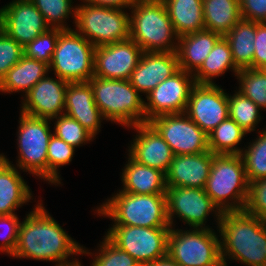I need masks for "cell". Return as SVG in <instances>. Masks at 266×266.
Returning <instances> with one entry per match:
<instances>
[{
  "label": "cell",
  "mask_w": 266,
  "mask_h": 266,
  "mask_svg": "<svg viewBox=\"0 0 266 266\" xmlns=\"http://www.w3.org/2000/svg\"><path fill=\"white\" fill-rule=\"evenodd\" d=\"M49 72L48 64L24 55L1 79L0 92L12 94L22 91L27 94Z\"/></svg>",
  "instance_id": "26"
},
{
  "label": "cell",
  "mask_w": 266,
  "mask_h": 266,
  "mask_svg": "<svg viewBox=\"0 0 266 266\" xmlns=\"http://www.w3.org/2000/svg\"><path fill=\"white\" fill-rule=\"evenodd\" d=\"M95 46L74 29L61 30L49 71L68 82H88L94 76Z\"/></svg>",
  "instance_id": "9"
},
{
  "label": "cell",
  "mask_w": 266,
  "mask_h": 266,
  "mask_svg": "<svg viewBox=\"0 0 266 266\" xmlns=\"http://www.w3.org/2000/svg\"><path fill=\"white\" fill-rule=\"evenodd\" d=\"M142 266H180L176 261H174L168 254L156 259L153 262L146 263Z\"/></svg>",
  "instance_id": "46"
},
{
  "label": "cell",
  "mask_w": 266,
  "mask_h": 266,
  "mask_svg": "<svg viewBox=\"0 0 266 266\" xmlns=\"http://www.w3.org/2000/svg\"><path fill=\"white\" fill-rule=\"evenodd\" d=\"M58 36V28H49L24 47V55L27 58L43 61L49 65L52 61Z\"/></svg>",
  "instance_id": "39"
},
{
  "label": "cell",
  "mask_w": 266,
  "mask_h": 266,
  "mask_svg": "<svg viewBox=\"0 0 266 266\" xmlns=\"http://www.w3.org/2000/svg\"><path fill=\"white\" fill-rule=\"evenodd\" d=\"M130 13L114 7L76 6L74 30L95 47L130 39Z\"/></svg>",
  "instance_id": "7"
},
{
  "label": "cell",
  "mask_w": 266,
  "mask_h": 266,
  "mask_svg": "<svg viewBox=\"0 0 266 266\" xmlns=\"http://www.w3.org/2000/svg\"><path fill=\"white\" fill-rule=\"evenodd\" d=\"M75 147L67 144L54 134L50 138L47 148V181L50 184H61L58 168L69 165L75 153Z\"/></svg>",
  "instance_id": "36"
},
{
  "label": "cell",
  "mask_w": 266,
  "mask_h": 266,
  "mask_svg": "<svg viewBox=\"0 0 266 266\" xmlns=\"http://www.w3.org/2000/svg\"><path fill=\"white\" fill-rule=\"evenodd\" d=\"M100 247V248H99ZM91 266H141L130 254L118 248L106 236L97 247Z\"/></svg>",
  "instance_id": "38"
},
{
  "label": "cell",
  "mask_w": 266,
  "mask_h": 266,
  "mask_svg": "<svg viewBox=\"0 0 266 266\" xmlns=\"http://www.w3.org/2000/svg\"><path fill=\"white\" fill-rule=\"evenodd\" d=\"M122 169L120 191L134 194H165L166 175L162 171L140 164L128 155Z\"/></svg>",
  "instance_id": "25"
},
{
  "label": "cell",
  "mask_w": 266,
  "mask_h": 266,
  "mask_svg": "<svg viewBox=\"0 0 266 266\" xmlns=\"http://www.w3.org/2000/svg\"><path fill=\"white\" fill-rule=\"evenodd\" d=\"M61 266H82L81 262L77 259L72 263H68V264H63ZM91 266V265H90Z\"/></svg>",
  "instance_id": "47"
},
{
  "label": "cell",
  "mask_w": 266,
  "mask_h": 266,
  "mask_svg": "<svg viewBox=\"0 0 266 266\" xmlns=\"http://www.w3.org/2000/svg\"><path fill=\"white\" fill-rule=\"evenodd\" d=\"M240 14L245 20L266 22V0H240Z\"/></svg>",
  "instance_id": "43"
},
{
  "label": "cell",
  "mask_w": 266,
  "mask_h": 266,
  "mask_svg": "<svg viewBox=\"0 0 266 266\" xmlns=\"http://www.w3.org/2000/svg\"><path fill=\"white\" fill-rule=\"evenodd\" d=\"M64 114L78 121L94 138L106 120L94 101L89 82H68Z\"/></svg>",
  "instance_id": "22"
},
{
  "label": "cell",
  "mask_w": 266,
  "mask_h": 266,
  "mask_svg": "<svg viewBox=\"0 0 266 266\" xmlns=\"http://www.w3.org/2000/svg\"><path fill=\"white\" fill-rule=\"evenodd\" d=\"M218 228L223 266L228 259L247 266H266V221L244 210L223 212Z\"/></svg>",
  "instance_id": "2"
},
{
  "label": "cell",
  "mask_w": 266,
  "mask_h": 266,
  "mask_svg": "<svg viewBox=\"0 0 266 266\" xmlns=\"http://www.w3.org/2000/svg\"><path fill=\"white\" fill-rule=\"evenodd\" d=\"M167 218L171 227L177 216L184 224L191 228H210L207 223L209 213L217 219V229L222 212L213 203L204 189L167 186L166 190Z\"/></svg>",
  "instance_id": "12"
},
{
  "label": "cell",
  "mask_w": 266,
  "mask_h": 266,
  "mask_svg": "<svg viewBox=\"0 0 266 266\" xmlns=\"http://www.w3.org/2000/svg\"><path fill=\"white\" fill-rule=\"evenodd\" d=\"M167 254L180 266H223L220 238L212 228H170Z\"/></svg>",
  "instance_id": "8"
},
{
  "label": "cell",
  "mask_w": 266,
  "mask_h": 266,
  "mask_svg": "<svg viewBox=\"0 0 266 266\" xmlns=\"http://www.w3.org/2000/svg\"><path fill=\"white\" fill-rule=\"evenodd\" d=\"M244 211L266 221V178L249 183Z\"/></svg>",
  "instance_id": "41"
},
{
  "label": "cell",
  "mask_w": 266,
  "mask_h": 266,
  "mask_svg": "<svg viewBox=\"0 0 266 266\" xmlns=\"http://www.w3.org/2000/svg\"><path fill=\"white\" fill-rule=\"evenodd\" d=\"M213 153L174 155L166 175V186L204 189L210 175Z\"/></svg>",
  "instance_id": "21"
},
{
  "label": "cell",
  "mask_w": 266,
  "mask_h": 266,
  "mask_svg": "<svg viewBox=\"0 0 266 266\" xmlns=\"http://www.w3.org/2000/svg\"><path fill=\"white\" fill-rule=\"evenodd\" d=\"M20 223L16 214L0 215V226L3 225L6 228L2 226L6 230L4 233L0 230V237L2 238L0 251L3 254L5 252L10 257L13 256L17 247Z\"/></svg>",
  "instance_id": "42"
},
{
  "label": "cell",
  "mask_w": 266,
  "mask_h": 266,
  "mask_svg": "<svg viewBox=\"0 0 266 266\" xmlns=\"http://www.w3.org/2000/svg\"><path fill=\"white\" fill-rule=\"evenodd\" d=\"M248 188L241 155L213 154L210 175L204 190L222 213L243 211Z\"/></svg>",
  "instance_id": "6"
},
{
  "label": "cell",
  "mask_w": 266,
  "mask_h": 266,
  "mask_svg": "<svg viewBox=\"0 0 266 266\" xmlns=\"http://www.w3.org/2000/svg\"><path fill=\"white\" fill-rule=\"evenodd\" d=\"M148 123L169 145L174 155L208 151V135L185 113L154 117Z\"/></svg>",
  "instance_id": "13"
},
{
  "label": "cell",
  "mask_w": 266,
  "mask_h": 266,
  "mask_svg": "<svg viewBox=\"0 0 266 266\" xmlns=\"http://www.w3.org/2000/svg\"><path fill=\"white\" fill-rule=\"evenodd\" d=\"M19 116L17 168L47 182V148L53 135L51 120L22 112Z\"/></svg>",
  "instance_id": "10"
},
{
  "label": "cell",
  "mask_w": 266,
  "mask_h": 266,
  "mask_svg": "<svg viewBox=\"0 0 266 266\" xmlns=\"http://www.w3.org/2000/svg\"><path fill=\"white\" fill-rule=\"evenodd\" d=\"M195 84L193 74L181 69L159 83L146 95V123L160 115L185 113Z\"/></svg>",
  "instance_id": "14"
},
{
  "label": "cell",
  "mask_w": 266,
  "mask_h": 266,
  "mask_svg": "<svg viewBox=\"0 0 266 266\" xmlns=\"http://www.w3.org/2000/svg\"><path fill=\"white\" fill-rule=\"evenodd\" d=\"M221 37L206 29L180 36L176 50L179 69L194 74Z\"/></svg>",
  "instance_id": "24"
},
{
  "label": "cell",
  "mask_w": 266,
  "mask_h": 266,
  "mask_svg": "<svg viewBox=\"0 0 266 266\" xmlns=\"http://www.w3.org/2000/svg\"><path fill=\"white\" fill-rule=\"evenodd\" d=\"M149 1H163V0H133V2H149Z\"/></svg>",
  "instance_id": "48"
},
{
  "label": "cell",
  "mask_w": 266,
  "mask_h": 266,
  "mask_svg": "<svg viewBox=\"0 0 266 266\" xmlns=\"http://www.w3.org/2000/svg\"><path fill=\"white\" fill-rule=\"evenodd\" d=\"M254 46L253 68L266 69V22H256Z\"/></svg>",
  "instance_id": "44"
},
{
  "label": "cell",
  "mask_w": 266,
  "mask_h": 266,
  "mask_svg": "<svg viewBox=\"0 0 266 266\" xmlns=\"http://www.w3.org/2000/svg\"><path fill=\"white\" fill-rule=\"evenodd\" d=\"M43 15L46 24L50 28L69 30L66 26V19L72 15L75 23L76 6H73V0H30ZM66 23V24H64Z\"/></svg>",
  "instance_id": "35"
},
{
  "label": "cell",
  "mask_w": 266,
  "mask_h": 266,
  "mask_svg": "<svg viewBox=\"0 0 266 266\" xmlns=\"http://www.w3.org/2000/svg\"><path fill=\"white\" fill-rule=\"evenodd\" d=\"M230 69H232L235 76L239 72L232 59L230 45L225 37L222 36L200 68L193 74V77L196 84H215L212 79L222 76Z\"/></svg>",
  "instance_id": "30"
},
{
  "label": "cell",
  "mask_w": 266,
  "mask_h": 266,
  "mask_svg": "<svg viewBox=\"0 0 266 266\" xmlns=\"http://www.w3.org/2000/svg\"><path fill=\"white\" fill-rule=\"evenodd\" d=\"M178 70L176 52H143L129 82L139 93L147 95Z\"/></svg>",
  "instance_id": "20"
},
{
  "label": "cell",
  "mask_w": 266,
  "mask_h": 266,
  "mask_svg": "<svg viewBox=\"0 0 266 266\" xmlns=\"http://www.w3.org/2000/svg\"><path fill=\"white\" fill-rule=\"evenodd\" d=\"M88 82L93 89L94 101L106 121L127 128L146 123L145 100L129 80L93 76Z\"/></svg>",
  "instance_id": "5"
},
{
  "label": "cell",
  "mask_w": 266,
  "mask_h": 266,
  "mask_svg": "<svg viewBox=\"0 0 266 266\" xmlns=\"http://www.w3.org/2000/svg\"><path fill=\"white\" fill-rule=\"evenodd\" d=\"M132 128L137 134L130 142L128 155L138 163L166 174L174 157L169 145L149 123H140Z\"/></svg>",
  "instance_id": "19"
},
{
  "label": "cell",
  "mask_w": 266,
  "mask_h": 266,
  "mask_svg": "<svg viewBox=\"0 0 266 266\" xmlns=\"http://www.w3.org/2000/svg\"><path fill=\"white\" fill-rule=\"evenodd\" d=\"M176 34H185L205 29L203 0H163Z\"/></svg>",
  "instance_id": "27"
},
{
  "label": "cell",
  "mask_w": 266,
  "mask_h": 266,
  "mask_svg": "<svg viewBox=\"0 0 266 266\" xmlns=\"http://www.w3.org/2000/svg\"><path fill=\"white\" fill-rule=\"evenodd\" d=\"M53 134L67 144L77 148L83 146L94 137L75 119L63 114L55 117Z\"/></svg>",
  "instance_id": "37"
},
{
  "label": "cell",
  "mask_w": 266,
  "mask_h": 266,
  "mask_svg": "<svg viewBox=\"0 0 266 266\" xmlns=\"http://www.w3.org/2000/svg\"><path fill=\"white\" fill-rule=\"evenodd\" d=\"M206 30L225 36L241 19L240 0H203Z\"/></svg>",
  "instance_id": "29"
},
{
  "label": "cell",
  "mask_w": 266,
  "mask_h": 266,
  "mask_svg": "<svg viewBox=\"0 0 266 266\" xmlns=\"http://www.w3.org/2000/svg\"><path fill=\"white\" fill-rule=\"evenodd\" d=\"M32 196L20 170L3 153L0 154V215L16 214L17 208L33 200Z\"/></svg>",
  "instance_id": "23"
},
{
  "label": "cell",
  "mask_w": 266,
  "mask_h": 266,
  "mask_svg": "<svg viewBox=\"0 0 266 266\" xmlns=\"http://www.w3.org/2000/svg\"><path fill=\"white\" fill-rule=\"evenodd\" d=\"M130 10V39L143 52H176L179 36L163 1L134 2Z\"/></svg>",
  "instance_id": "4"
},
{
  "label": "cell",
  "mask_w": 266,
  "mask_h": 266,
  "mask_svg": "<svg viewBox=\"0 0 266 266\" xmlns=\"http://www.w3.org/2000/svg\"><path fill=\"white\" fill-rule=\"evenodd\" d=\"M170 228L112 225L106 237L141 266L167 255Z\"/></svg>",
  "instance_id": "11"
},
{
  "label": "cell",
  "mask_w": 266,
  "mask_h": 266,
  "mask_svg": "<svg viewBox=\"0 0 266 266\" xmlns=\"http://www.w3.org/2000/svg\"><path fill=\"white\" fill-rule=\"evenodd\" d=\"M24 56V48L0 28V81Z\"/></svg>",
  "instance_id": "40"
},
{
  "label": "cell",
  "mask_w": 266,
  "mask_h": 266,
  "mask_svg": "<svg viewBox=\"0 0 266 266\" xmlns=\"http://www.w3.org/2000/svg\"><path fill=\"white\" fill-rule=\"evenodd\" d=\"M236 77L239 81L237 91L264 110L266 108V69H241Z\"/></svg>",
  "instance_id": "34"
},
{
  "label": "cell",
  "mask_w": 266,
  "mask_h": 266,
  "mask_svg": "<svg viewBox=\"0 0 266 266\" xmlns=\"http://www.w3.org/2000/svg\"><path fill=\"white\" fill-rule=\"evenodd\" d=\"M143 50L131 39L95 47L94 76L129 80Z\"/></svg>",
  "instance_id": "17"
},
{
  "label": "cell",
  "mask_w": 266,
  "mask_h": 266,
  "mask_svg": "<svg viewBox=\"0 0 266 266\" xmlns=\"http://www.w3.org/2000/svg\"><path fill=\"white\" fill-rule=\"evenodd\" d=\"M247 133L231 118L222 121L208 134V147L213 154L240 155L238 147Z\"/></svg>",
  "instance_id": "31"
},
{
  "label": "cell",
  "mask_w": 266,
  "mask_h": 266,
  "mask_svg": "<svg viewBox=\"0 0 266 266\" xmlns=\"http://www.w3.org/2000/svg\"><path fill=\"white\" fill-rule=\"evenodd\" d=\"M260 110L253 101L240 92L228 94L229 118L234 120L247 134L256 131V126L262 119Z\"/></svg>",
  "instance_id": "33"
},
{
  "label": "cell",
  "mask_w": 266,
  "mask_h": 266,
  "mask_svg": "<svg viewBox=\"0 0 266 266\" xmlns=\"http://www.w3.org/2000/svg\"><path fill=\"white\" fill-rule=\"evenodd\" d=\"M257 132V138L250 141L248 146L245 145L240 154L248 183L266 178V130L262 128V131Z\"/></svg>",
  "instance_id": "32"
},
{
  "label": "cell",
  "mask_w": 266,
  "mask_h": 266,
  "mask_svg": "<svg viewBox=\"0 0 266 266\" xmlns=\"http://www.w3.org/2000/svg\"><path fill=\"white\" fill-rule=\"evenodd\" d=\"M0 28L24 48L50 27L30 0H12L0 8Z\"/></svg>",
  "instance_id": "16"
},
{
  "label": "cell",
  "mask_w": 266,
  "mask_h": 266,
  "mask_svg": "<svg viewBox=\"0 0 266 266\" xmlns=\"http://www.w3.org/2000/svg\"><path fill=\"white\" fill-rule=\"evenodd\" d=\"M55 77L50 78L47 74L25 94L20 112L50 120L63 115L65 113V92L68 81Z\"/></svg>",
  "instance_id": "18"
},
{
  "label": "cell",
  "mask_w": 266,
  "mask_h": 266,
  "mask_svg": "<svg viewBox=\"0 0 266 266\" xmlns=\"http://www.w3.org/2000/svg\"><path fill=\"white\" fill-rule=\"evenodd\" d=\"M185 114L208 135L229 117L228 93L217 84H195Z\"/></svg>",
  "instance_id": "15"
},
{
  "label": "cell",
  "mask_w": 266,
  "mask_h": 266,
  "mask_svg": "<svg viewBox=\"0 0 266 266\" xmlns=\"http://www.w3.org/2000/svg\"><path fill=\"white\" fill-rule=\"evenodd\" d=\"M255 35L256 22L241 18L224 36L230 45L232 59L239 70L253 68Z\"/></svg>",
  "instance_id": "28"
},
{
  "label": "cell",
  "mask_w": 266,
  "mask_h": 266,
  "mask_svg": "<svg viewBox=\"0 0 266 266\" xmlns=\"http://www.w3.org/2000/svg\"><path fill=\"white\" fill-rule=\"evenodd\" d=\"M95 211L99 216L111 219L113 225L171 228L165 194H134L119 190Z\"/></svg>",
  "instance_id": "3"
},
{
  "label": "cell",
  "mask_w": 266,
  "mask_h": 266,
  "mask_svg": "<svg viewBox=\"0 0 266 266\" xmlns=\"http://www.w3.org/2000/svg\"><path fill=\"white\" fill-rule=\"evenodd\" d=\"M80 1L93 6L114 7L119 9L128 8V10L134 4L133 0H80Z\"/></svg>",
  "instance_id": "45"
},
{
  "label": "cell",
  "mask_w": 266,
  "mask_h": 266,
  "mask_svg": "<svg viewBox=\"0 0 266 266\" xmlns=\"http://www.w3.org/2000/svg\"><path fill=\"white\" fill-rule=\"evenodd\" d=\"M41 201L30 213L26 214L24 221L20 223L18 243L12 257L51 261L56 262L55 266H61L76 260L73 257L72 260H68L71 255L93 256L94 253L86 250V247L81 246L66 233L48 213Z\"/></svg>",
  "instance_id": "1"
}]
</instances>
